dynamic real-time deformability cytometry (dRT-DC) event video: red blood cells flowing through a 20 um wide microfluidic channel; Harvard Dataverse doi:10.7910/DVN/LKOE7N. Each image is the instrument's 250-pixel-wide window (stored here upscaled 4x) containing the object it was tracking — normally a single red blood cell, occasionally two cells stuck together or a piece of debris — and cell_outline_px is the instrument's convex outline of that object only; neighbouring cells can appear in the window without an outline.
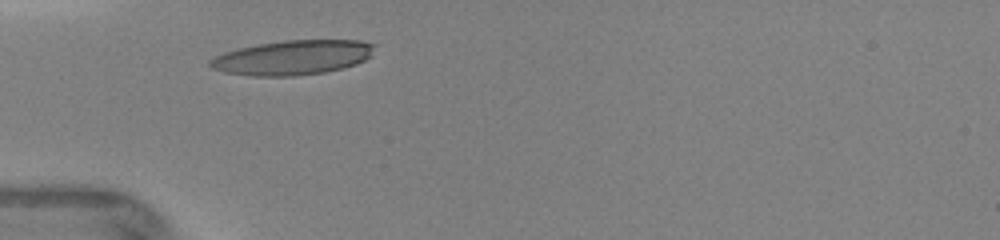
{"species": "human", "species_latin": "Homo sapiens", "temperature_condition": "warm", "stored_images_in_passage": 10, "camera_frame_rate_fps": 3000, "um_per_image_px": 0.085, "donor": {"sex": "female"}, "frame": {"image": 1, "passage_image": 1, "time_ms": 0.0, "image_size_px": [1000, 240], "cell_outline_px": [[376, 44], [372, 56], [356, 64], [324, 72], [296, 76], [252, 76], [224, 72], [212, 68], [208, 64], [208, 60], [224, 52], [256, 44], [284, 40], [360, 40]], "centroid_in_image_um": [24.88, 4.88], "position_along_channel_um": 60.1, "area_um2": 33.29}}